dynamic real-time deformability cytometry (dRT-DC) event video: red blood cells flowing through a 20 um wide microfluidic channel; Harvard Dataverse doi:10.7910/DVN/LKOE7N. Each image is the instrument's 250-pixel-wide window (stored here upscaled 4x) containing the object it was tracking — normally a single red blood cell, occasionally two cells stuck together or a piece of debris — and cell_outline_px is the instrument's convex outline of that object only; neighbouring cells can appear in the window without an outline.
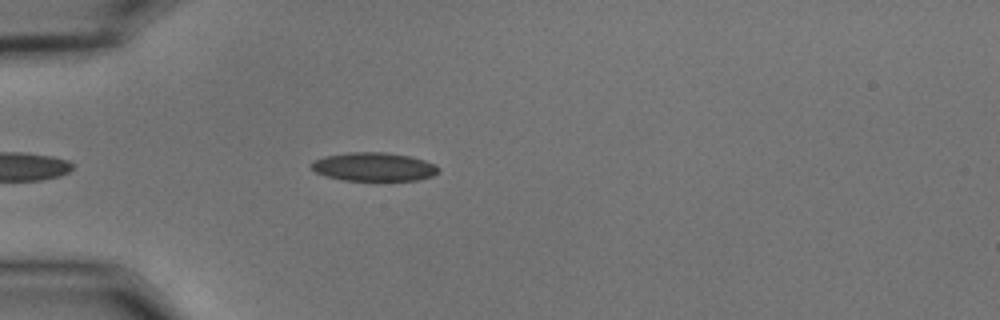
{"species": "common noctule bat (a hibernating species)", "species_latin": "Nyctalus noctula", "temperature_condition": "cold", "stored_images_in_passage": 28, "camera_frame_rate_fps": 3000, "um_per_image_px": 0.085, "animal": {"sex": "male", "body_mass_g": 15.6}, "frame": {"image": 1, "passage_image": 3, "time_ms": 0.667, "image_size_px": [1000, 320], "cell_outline_px": [[440, 172], [432, 176], [416, 180], [344, 180], [324, 176], [316, 172], [308, 164], [312, 160], [324, 156], [348, 152], [384, 152], [408, 156], [424, 160], [436, 164], [440, 168]], "centroid_in_image_um": [31.75, 14.17], "position_along_channel_um": 53.3, "area_um2": 21.33}}
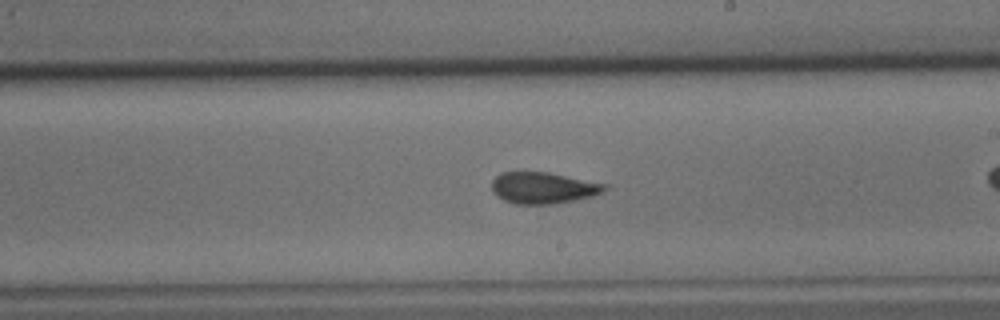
{"frame": {"image": 2, "passage_image": 16, "time_ms": 5.0, "image_size_px": [1000, 320], "cell_outline_px": [[612, 184], [608, 188], [592, 196], [552, 204], [512, 204], [504, 200], [492, 192], [492, 180], [500, 172], [548, 172]], "centroid_in_image_um": [46.19, 15.96], "position_along_channel_um": 242.8, "area_um2": 20.87}}
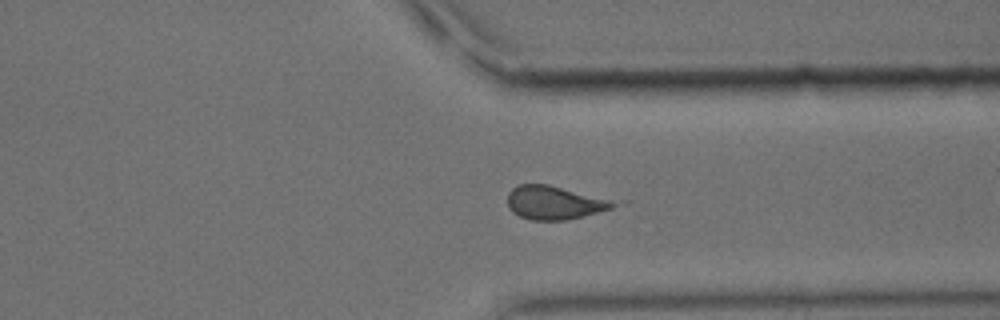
{"frame": {"image": 3, "passage_image": 26, "time_ms": 8.333, "image_size_px": [1000, 320], "cell_outline_px": [[628, 200], [624, 204], [612, 208], [564, 220], [532, 220], [520, 216], [512, 212], [508, 204], [508, 192], [516, 184], [548, 184]], "centroid_in_image_um": [47.32, 17.18], "position_along_channel_um": 364.1, "area_um2": 21.68}}